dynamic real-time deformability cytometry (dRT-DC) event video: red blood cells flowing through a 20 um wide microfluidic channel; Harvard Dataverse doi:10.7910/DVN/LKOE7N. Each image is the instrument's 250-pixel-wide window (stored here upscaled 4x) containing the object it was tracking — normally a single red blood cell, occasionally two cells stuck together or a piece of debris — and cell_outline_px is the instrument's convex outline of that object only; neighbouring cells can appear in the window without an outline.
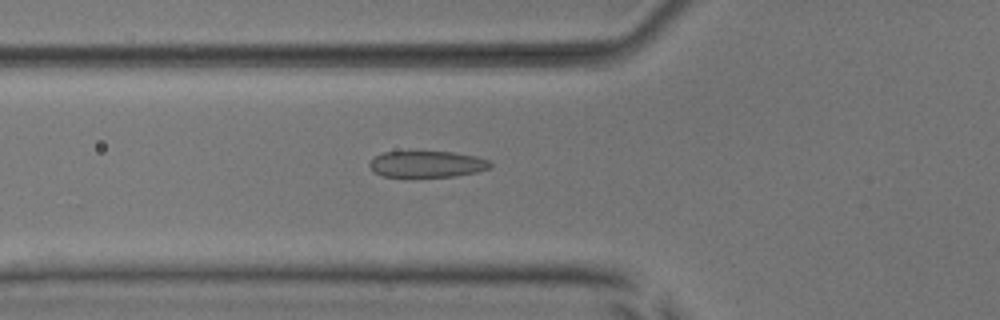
{"species": "common noctule bat (a hibernating species)", "species_latin": "Nyctalus noctula", "temperature_condition": "room temperature", "stored_images_in_passage": 39, "segment_of_instrument_passage": [1, 2], "camera_frame_rate_fps": 3000, "um_per_image_px": 0.085, "animal": {"sex": "male", "body_mass_g": 17.9, "forearm_length_mm": 54.2}, "frame": {"image": 1, "passage_image": 4, "time_ms": 1.0, "image_size_px": [1000, 320], "cell_outline_px": [[492, 168], [476, 172], [456, 176], [384, 176], [376, 172], [368, 164], [376, 156], [384, 152], [452, 152], [476, 156], [488, 160], [492, 164]], "centroid_in_image_um": [36.36, 13.95], "position_along_channel_um": 89.4, "area_um2": 18.21}}
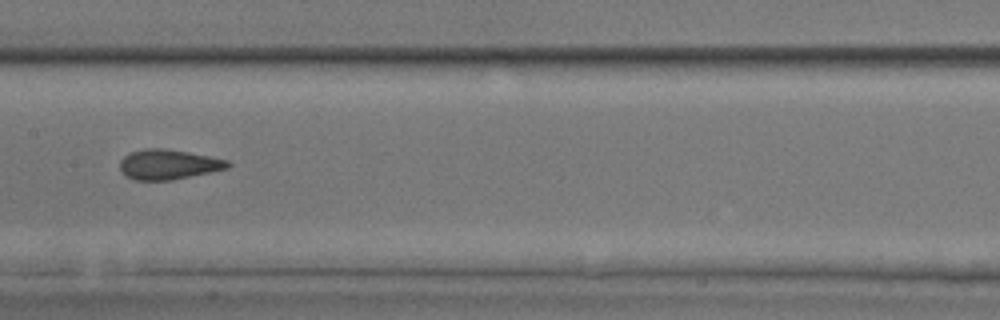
{"frame": {"image": 2, "passage_image": 12, "time_ms": 3.667, "image_size_px": [1000, 320], "cell_outline_px": [[232, 164], [228, 168], [172, 180], [136, 180], [128, 176], [120, 168], [120, 160], [128, 152], [144, 148], [164, 148], [188, 152], [228, 160]], "centroid_in_image_um": [14.31, 13.96], "position_along_channel_um": 193.1, "area_um2": 18.73}}
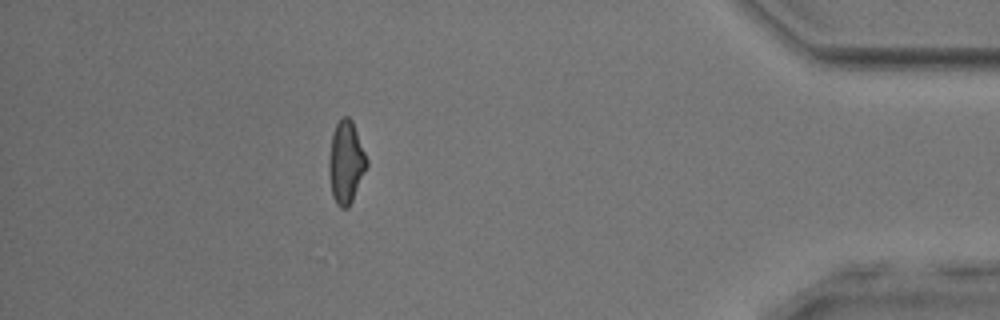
{"frame": {"image": 3, "passage_image": 32, "time_ms": 10.333, "image_size_px": [1000, 320], "cell_outline_px": [[368, 164], [352, 200], [348, 208], [340, 208], [336, 204], [332, 196], [328, 172], [328, 160], [332, 132], [336, 124], [344, 116], [348, 116], [352, 120], [368, 160]], "centroid_in_image_um": [29.38, 13.8], "position_along_channel_um": 405.8, "area_um2": 18.21}}